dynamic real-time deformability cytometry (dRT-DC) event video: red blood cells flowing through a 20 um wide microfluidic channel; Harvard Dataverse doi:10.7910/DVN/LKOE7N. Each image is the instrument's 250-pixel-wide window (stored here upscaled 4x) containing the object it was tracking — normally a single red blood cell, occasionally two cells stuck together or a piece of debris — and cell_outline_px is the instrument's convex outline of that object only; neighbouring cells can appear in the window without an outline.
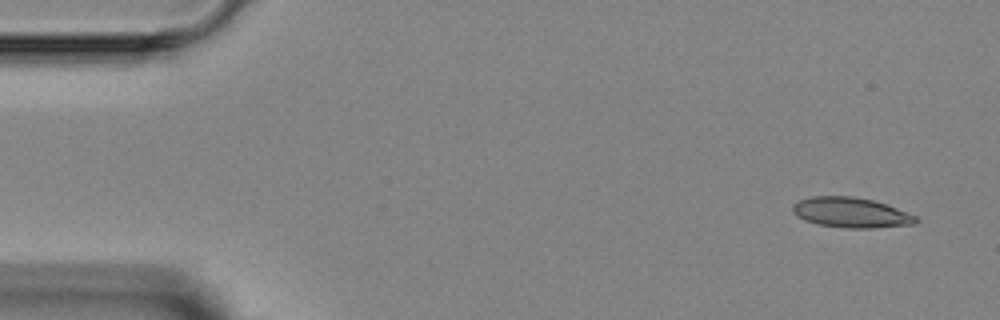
{"species": "Egyptian fruit bat (a non-hibernating species)", "species_latin": "Rousettus aegyptiacus", "temperature_condition": "room temperature", "stored_images_in_passage": 5, "segment_of_instrument_passage": [1, 2], "camera_frame_rate_fps": 3000, "um_per_image_px": 0.085, "animal": {"sex": "female"}, "frame": {"image": 1, "passage_image": 1, "time_ms": 0.0, "image_size_px": [1000, 320], "cell_outline_px": [[920, 220], [916, 224], [872, 228], [848, 228], [820, 224], [804, 220], [796, 216], [792, 212], [792, 204], [800, 200], [812, 196], [852, 196], [872, 200], [896, 208], [916, 216]], "centroid_in_image_um": [72.32, 18.07], "position_along_channel_um": 12.7, "area_um2": 21.56}}